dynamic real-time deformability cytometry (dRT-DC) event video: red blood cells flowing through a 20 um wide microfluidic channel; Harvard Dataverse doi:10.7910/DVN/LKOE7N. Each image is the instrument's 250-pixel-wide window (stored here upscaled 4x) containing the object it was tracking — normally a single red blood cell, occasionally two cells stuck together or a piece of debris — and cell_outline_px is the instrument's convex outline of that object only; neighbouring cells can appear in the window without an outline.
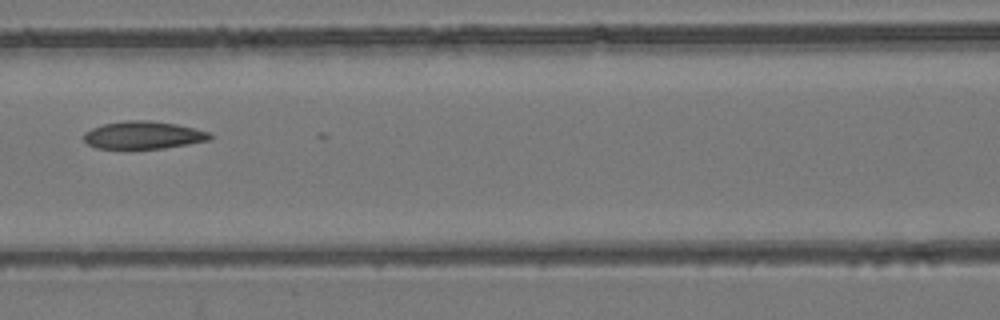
{"species": "common noctule bat (a hibernating species)", "species_latin": "Nyctalus noctula", "temperature_condition": "room temperature", "stored_images_in_passage": 3, "camera_frame_rate_fps": 3000, "um_per_image_px": 0.085, "animal": {"sex": "female", "body_mass_g": 24.6, "forearm_length_mm": 56.2}, "frame": {"image": 1, "passage_image": 3, "time_ms": 0.667, "image_size_px": [1000, 320], "cell_outline_px": [[216, 136], [212, 140], [164, 148], [96, 148], [88, 144], [84, 140], [84, 132], [92, 128], [104, 124], [124, 120], [148, 120], [176, 124], [196, 128], [208, 132]], "centroid_in_image_um": [12.23, 11.48], "position_along_channel_um": 154.4, "area_um2": 20.4}}